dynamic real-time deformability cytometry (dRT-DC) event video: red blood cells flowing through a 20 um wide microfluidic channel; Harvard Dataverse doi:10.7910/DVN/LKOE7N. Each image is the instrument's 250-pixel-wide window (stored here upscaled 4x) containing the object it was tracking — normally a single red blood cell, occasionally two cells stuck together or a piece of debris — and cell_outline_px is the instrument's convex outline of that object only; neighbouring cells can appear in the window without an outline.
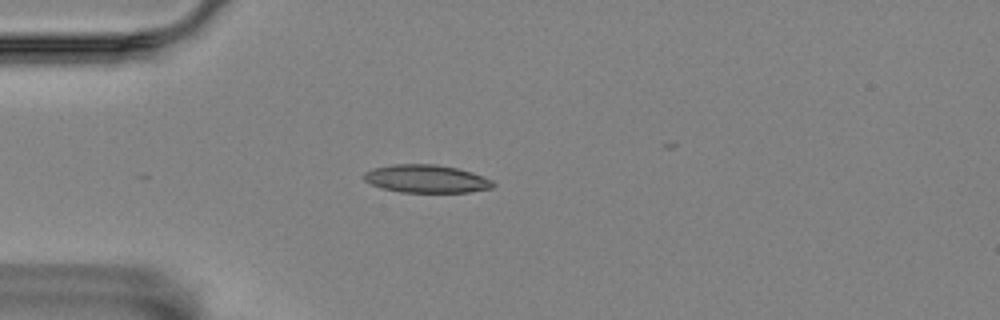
{"species": "Egyptian fruit bat (a non-hibernating species)", "species_latin": "Rousettus aegyptiacus", "temperature_condition": "room temperature", "stored_images_in_passage": 27, "camera_frame_rate_fps": 3000, "um_per_image_px": 0.085, "animal": {"sex": "female"}, "frame": {"image": 1, "passage_image": 1, "time_ms": 0.0, "image_size_px": [1000, 320], "cell_outline_px": [[496, 184], [492, 188], [468, 192], [400, 192], [380, 188], [364, 180], [364, 172], [372, 168], [392, 164], [436, 164], [456, 168], [472, 172], [492, 180]], "centroid_in_image_um": [36.22, 15.19], "position_along_channel_um": 48.8, "area_um2": 21.1}}
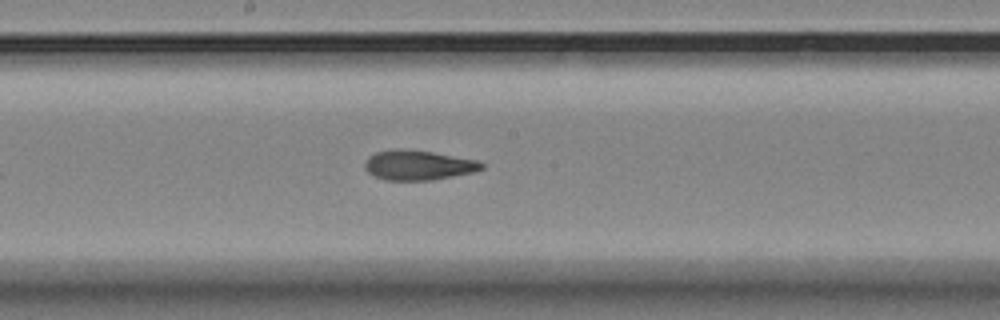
{"frame": {"image": 2, "passage_image": 16, "time_ms": 5.0, "image_size_px": [1000, 320], "cell_outline_px": [[484, 168], [472, 172], [432, 180], [384, 180], [372, 176], [364, 168], [364, 164], [368, 156], [376, 152], [396, 148], [432, 152], [476, 160], [484, 164]], "centroid_in_image_um": [35.49, 14.04], "position_along_channel_um": 212.7, "area_um2": 20.23}}
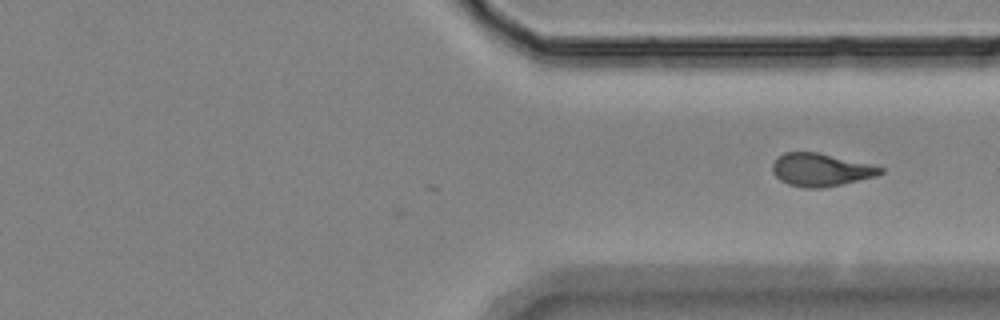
{"frame": {"image": 3, "passage_image": 27, "time_ms": 8.667, "image_size_px": [1000, 320], "cell_outline_px": [[884, 172], [876, 176], [824, 188], [804, 188], [788, 184], [780, 180], [772, 172], [772, 164], [784, 152], [816, 152], [868, 164], [884, 168]], "centroid_in_image_um": [69.74, 14.45], "position_along_channel_um": 341.7, "area_um2": 20.4}}